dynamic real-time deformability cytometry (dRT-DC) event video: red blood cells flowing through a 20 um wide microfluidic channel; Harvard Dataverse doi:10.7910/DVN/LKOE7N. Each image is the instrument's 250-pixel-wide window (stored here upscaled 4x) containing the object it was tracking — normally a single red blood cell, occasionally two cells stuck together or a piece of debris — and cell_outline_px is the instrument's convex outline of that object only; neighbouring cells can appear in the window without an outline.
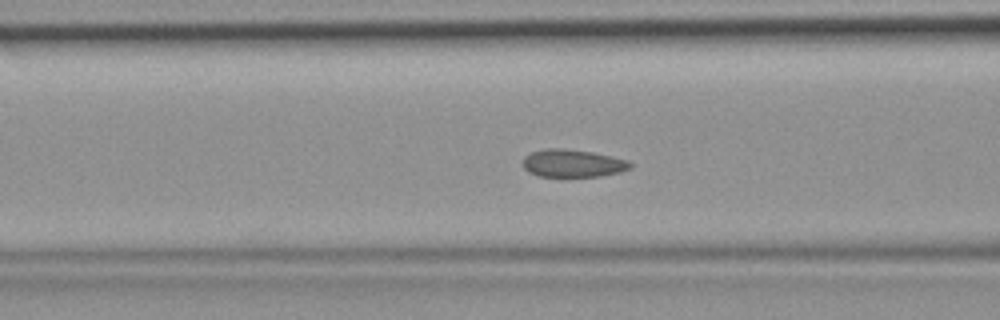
{"species": "common noctule bat (a hibernating species)", "species_latin": "Nyctalus noctula", "temperature_condition": "room temperature", "stored_images_in_passage": 43, "camera_frame_rate_fps": 3000, "um_per_image_px": 0.085, "animal": {"sex": "female", "body_mass_g": 19.9}, "frame": {"image": 1, "passage_image": 15, "time_ms": 4.667, "image_size_px": [1000, 320], "cell_outline_px": [[632, 168], [620, 172], [600, 176], [540, 176], [528, 172], [524, 168], [524, 156], [532, 152], [548, 148], [560, 148], [592, 152], [628, 160], [632, 164]], "centroid_in_image_um": [48.7, 13.88], "position_along_channel_um": 117.9, "area_um2": 17.17}}
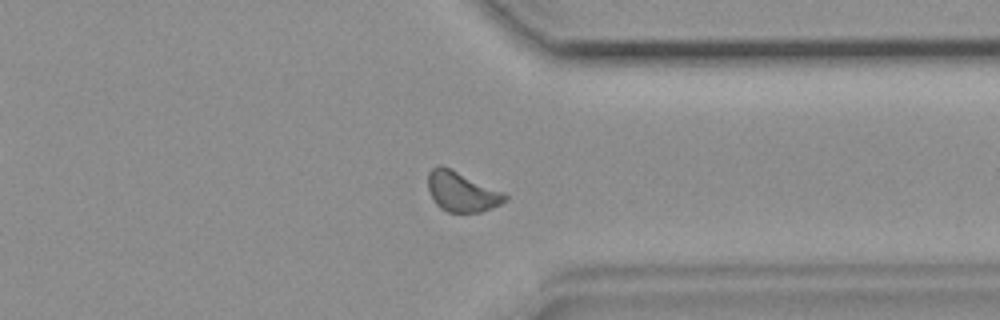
{"frame": {"image": 2, "passage_image": 33, "time_ms": 10.667, "image_size_px": [1000, 320], "cell_outline_px": [[508, 200], [492, 208], [480, 212], [448, 212], [440, 208], [436, 204], [428, 188], [428, 172], [436, 164], [440, 164], [452, 168], [504, 192], [508, 196]], "centroid_in_image_um": [39.25, 16.27], "position_along_channel_um": 372.1, "area_um2": 18.15}}
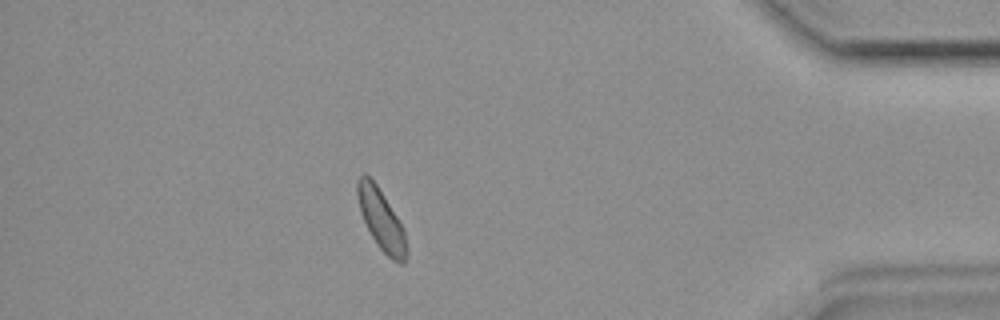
{"frame": {"image": 3, "passage_image": 38, "time_ms": 12.333, "image_size_px": [1000, 320], "cell_outline_px": [[408, 252], [404, 264], [400, 264], [392, 260], [380, 248], [372, 236], [360, 212], [356, 196], [356, 180], [364, 172], [376, 184], [396, 216], [404, 232], [408, 248]], "centroid_in_image_um": [32.39, 18.68], "position_along_channel_um": 402.8, "area_um2": 17.17}}